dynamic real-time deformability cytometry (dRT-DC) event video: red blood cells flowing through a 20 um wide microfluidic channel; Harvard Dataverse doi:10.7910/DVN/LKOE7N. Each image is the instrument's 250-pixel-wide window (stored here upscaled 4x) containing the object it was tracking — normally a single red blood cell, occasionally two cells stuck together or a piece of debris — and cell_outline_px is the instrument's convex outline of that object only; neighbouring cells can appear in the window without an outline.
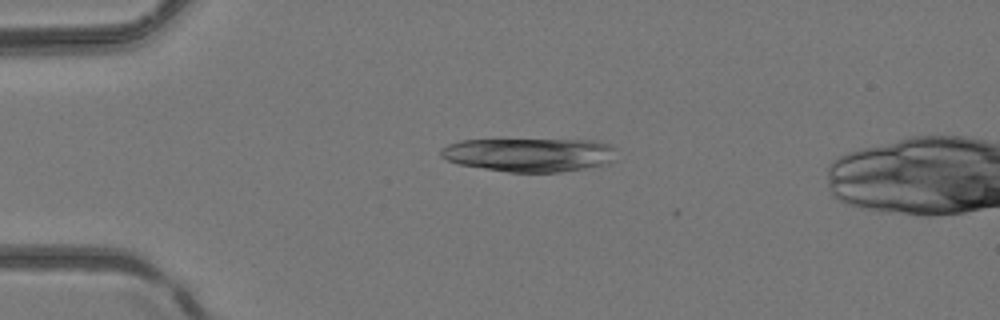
{"species": "common noctule bat (a hibernating species)", "species_latin": "Nyctalus noctula", "temperature_condition": "room temperature", "stored_images_in_passage": 6, "camera_frame_rate_fps": 3000, "um_per_image_px": 0.085, "animal": {"sex": "female", "body_mass_g": 24.6, "forearm_length_mm": 56.2}, "frame": {"image": 1, "passage_image": 4, "time_ms": 1.0, "image_size_px": [1000, 320], "cell_outline_px": [[616, 148], [612, 160], [608, 164], [600, 168], [560, 172], [508, 172], [460, 164], [448, 160], [440, 156], [440, 148], [448, 144], [460, 140], [592, 140], [608, 144]], "centroid_in_image_um": [45.06, 13.16], "position_along_channel_um": 39.9, "area_um2": 34.8}}